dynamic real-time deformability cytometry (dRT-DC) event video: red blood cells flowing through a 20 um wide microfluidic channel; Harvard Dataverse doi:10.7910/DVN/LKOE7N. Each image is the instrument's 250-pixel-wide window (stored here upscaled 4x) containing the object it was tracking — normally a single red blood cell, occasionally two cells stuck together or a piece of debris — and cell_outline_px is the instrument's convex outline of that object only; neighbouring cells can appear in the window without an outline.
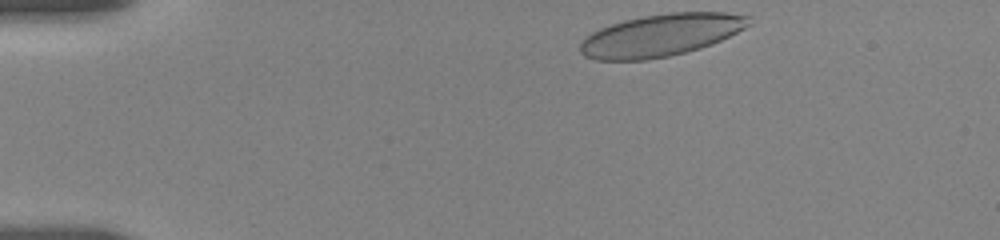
{"species": "human", "species_latin": "Homo sapiens", "temperature_condition": "room temperature", "stored_images_in_passage": 15, "camera_frame_rate_fps": 3000, "um_per_image_px": 0.085, "donor": {"sex": "female"}, "frame": {"image": 1, "passage_image": 1, "time_ms": 0.0, "image_size_px": [1000, 240], "cell_outline_px": [[752, 24], [712, 44], [700, 48], [668, 56], [644, 60], [596, 60], [584, 56], [580, 52], [580, 44], [592, 32], [600, 28], [624, 20], [644, 16], [668, 12], [724, 12], [752, 16]], "centroid_in_image_um": [56.2, 2.98], "position_along_channel_um": 28.8, "area_um2": 41.38}}
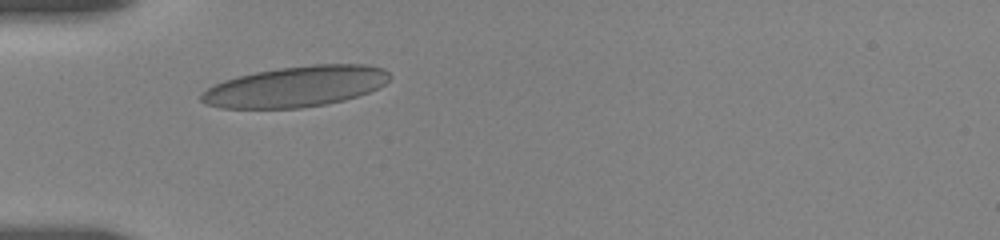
{"frame": {"image": 2, "passage_image": 14, "time_ms": 2.667, "image_size_px": [1000, 240], "cell_outline_px": [[392, 76], [384, 84], [360, 96], [344, 100], [324, 104], [300, 108], [220, 108], [204, 104], [200, 100], [200, 96], [208, 88], [224, 80], [236, 76], [256, 72], [280, 68], [312, 64], [364, 64], [384, 68]], "centroid_in_image_um": [25.15, 7.35], "position_along_channel_um": 59.8, "area_um2": 44.68}}